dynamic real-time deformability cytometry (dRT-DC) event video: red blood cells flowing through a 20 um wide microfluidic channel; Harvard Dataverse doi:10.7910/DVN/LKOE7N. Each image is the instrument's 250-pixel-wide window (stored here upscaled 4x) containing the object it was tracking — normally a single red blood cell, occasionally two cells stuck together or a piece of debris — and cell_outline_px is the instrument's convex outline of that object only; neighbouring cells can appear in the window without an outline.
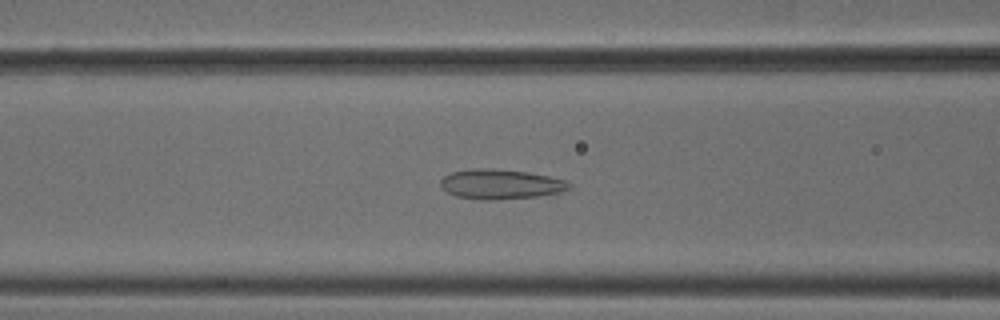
{"species": "common noctule bat (a hibernating species)", "species_latin": "Nyctalus noctula", "temperature_condition": "cold", "stored_images_in_passage": 22, "camera_frame_rate_fps": 3000, "um_per_image_px": 0.085, "animal": {"sex": "male", "body_mass_g": 18.8}, "frame": {"image": 1, "passage_image": 10, "time_ms": 3.0, "image_size_px": [1000, 320], "cell_outline_px": [[572, 188], [560, 192], [536, 196], [492, 200], [480, 200], [456, 196], [440, 188], [440, 180], [444, 176], [452, 172], [472, 168], [488, 168], [528, 172], [568, 180], [572, 184]], "centroid_in_image_um": [42.55, 15.65], "position_along_channel_um": 124.0, "area_um2": 22.48}}
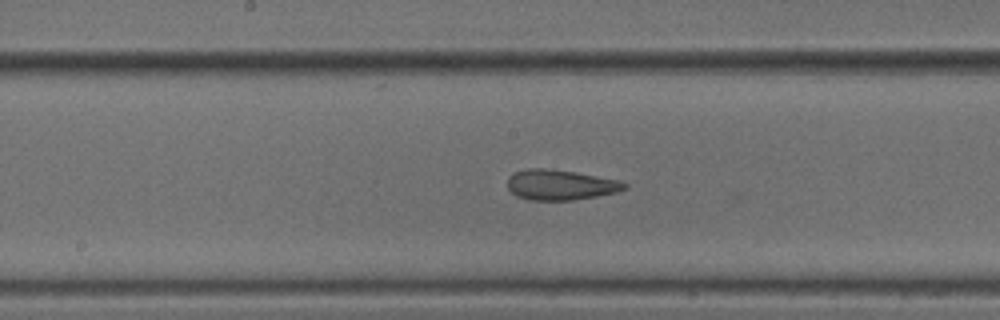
{"frame": {"image": 2, "passage_image": 16, "time_ms": 5.0, "image_size_px": [1000, 320], "cell_outline_px": [[628, 188], [616, 192], [596, 196], [572, 200], [528, 200], [516, 196], [508, 188], [508, 176], [512, 172], [528, 168], [544, 168], [576, 172], [620, 180], [628, 184]], "centroid_in_image_um": [47.62, 15.7], "position_along_channel_um": 200.6, "area_um2": 20.81}}
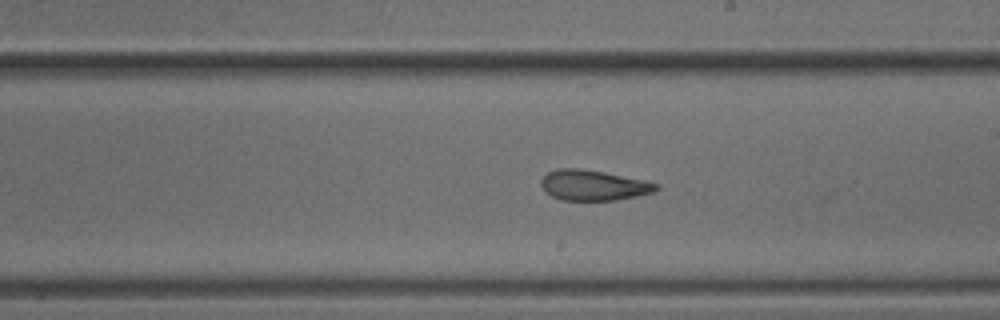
{"frame": {"image": 3, "passage_image": 19, "time_ms": 6.0, "image_size_px": [1000, 320], "cell_outline_px": [[660, 188], [652, 192], [636, 196], [616, 200], [560, 200], [544, 192], [540, 184], [540, 180], [548, 172], [560, 168], [576, 168], [600, 172], [644, 180], [660, 184]], "centroid_in_image_um": [50.41, 15.76], "position_along_channel_um": 238.6, "area_um2": 20.23}}